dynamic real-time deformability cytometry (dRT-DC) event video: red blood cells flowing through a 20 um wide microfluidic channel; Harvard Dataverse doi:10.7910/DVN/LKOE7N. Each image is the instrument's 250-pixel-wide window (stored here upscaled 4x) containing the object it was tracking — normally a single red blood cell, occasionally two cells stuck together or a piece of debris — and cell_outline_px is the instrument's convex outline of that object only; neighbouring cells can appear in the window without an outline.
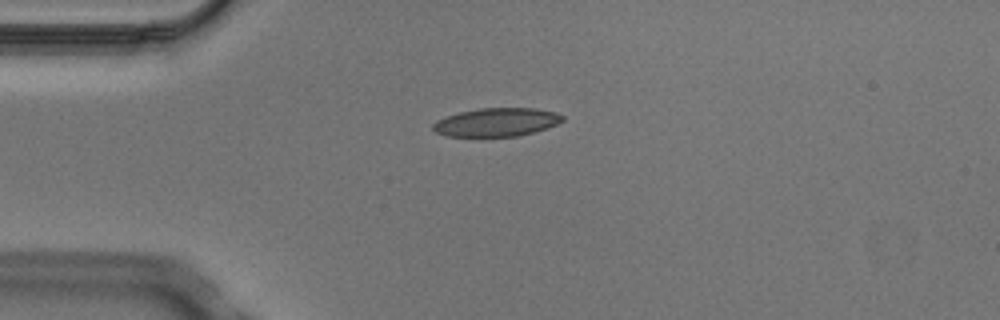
{"species": "Egyptian fruit bat (a non-hibernating species)", "species_latin": "Rousettus aegyptiacus", "temperature_condition": "cold", "stored_images_in_passage": 2, "camera_frame_rate_fps": 3000, "um_per_image_px": 0.085, "animal": {"sex": "male"}, "frame": {"image": 1, "passage_image": 2, "time_ms": 0.333, "image_size_px": [1000, 320], "cell_outline_px": [[564, 120], [548, 128], [516, 136], [448, 136], [436, 132], [432, 128], [432, 124], [436, 120], [460, 112], [480, 108], [536, 108], [556, 112], [564, 116]], "centroid_in_image_um": [42.23, 10.38], "position_along_channel_um": 42.8, "area_um2": 21.33}}